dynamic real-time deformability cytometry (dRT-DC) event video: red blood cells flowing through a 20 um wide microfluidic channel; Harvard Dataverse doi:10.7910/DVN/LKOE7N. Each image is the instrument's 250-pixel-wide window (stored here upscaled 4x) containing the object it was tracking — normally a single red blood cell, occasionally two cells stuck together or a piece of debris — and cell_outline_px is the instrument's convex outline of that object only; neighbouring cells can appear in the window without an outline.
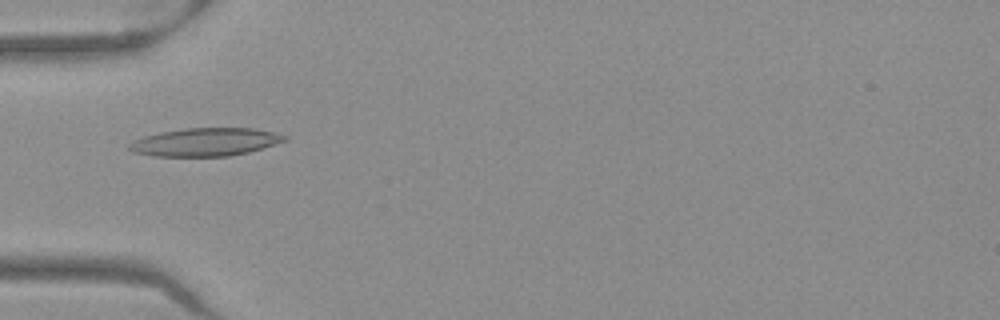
{"species": "Egyptian fruit bat (a non-hibernating species)", "species_latin": "Rousettus aegyptiacus", "temperature_condition": "warm", "stored_images_in_passage": 36, "camera_frame_rate_fps": 3000, "um_per_image_px": 0.085, "frame": {"image": 1, "passage_image": 2, "time_ms": 0.333, "image_size_px": [1000, 320], "cell_outline_px": [[288, 140], [248, 152], [228, 156], [152, 156], [132, 152], [128, 148], [128, 144], [132, 140], [144, 136], [160, 132], [184, 128], [256, 128], [288, 136]], "centroid_in_image_um": [17.42, 12.07], "position_along_channel_um": 67.6, "area_um2": 25.49}}
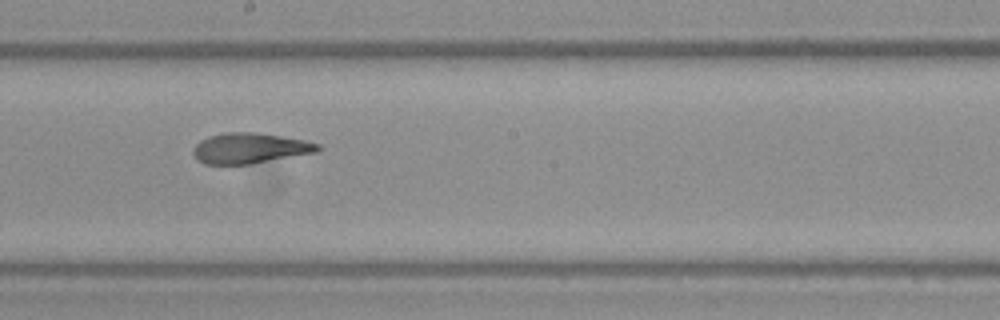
{"frame": {"image": 2, "passage_image": 14, "time_ms": 4.333, "image_size_px": [1000, 320], "cell_outline_px": [[320, 148], [316, 152], [248, 164], [204, 164], [192, 152], [196, 144], [200, 140], [224, 132], [256, 132], [304, 140], [320, 144]], "centroid_in_image_um": [21.23, 12.59], "position_along_channel_um": 227.0, "area_um2": 21.73}}
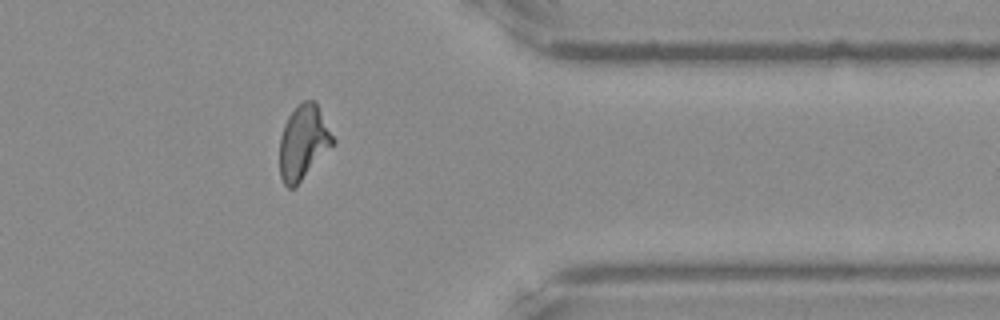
{"frame": {"image": 3, "passage_image": 27, "time_ms": 8.667, "image_size_px": [1000, 320], "cell_outline_px": [[336, 140], [300, 180], [292, 188], [288, 188], [284, 184], [280, 176], [280, 136], [284, 124], [288, 116], [304, 100], [316, 100]], "centroid_in_image_um": [25.78, 12.04], "position_along_channel_um": 385.6, "area_um2": 22.54}, "authors_computed_cell_mechanics": {"area_um2": 22.9177, "velocity_mm_per_s": 3.9778, "shape_relaxation_time_tau1_ms": null, "shape_relaxation_time_tau2_ms": 2.1671, "deformation_change_tau1": null, "deformation_change_tau2": 0.1023}}